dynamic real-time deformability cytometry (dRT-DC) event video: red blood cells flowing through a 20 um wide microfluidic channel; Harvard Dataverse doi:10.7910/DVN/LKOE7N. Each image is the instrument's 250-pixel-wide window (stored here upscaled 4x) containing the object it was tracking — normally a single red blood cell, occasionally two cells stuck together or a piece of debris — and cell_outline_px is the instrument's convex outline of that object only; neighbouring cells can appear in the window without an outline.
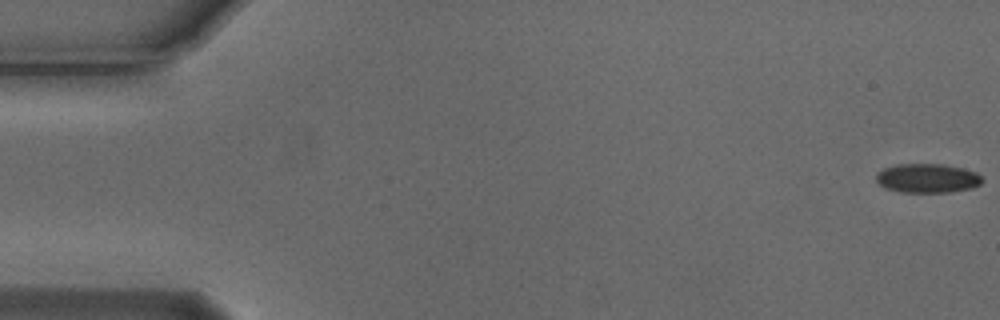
{"species": "Egyptian fruit bat (a non-hibernating species)", "species_latin": "Rousettus aegyptiacus", "temperature_condition": "cold", "stored_images_in_passage": 51, "camera_frame_rate_fps": 3000, "um_per_image_px": 0.085, "animal": {"sex": "male"}, "frame": {"image": 1, "passage_image": 1, "time_ms": 0.0, "image_size_px": [1000, 320], "cell_outline_px": [[984, 180], [980, 184], [972, 188], [952, 192], [900, 192], [884, 188], [876, 180], [876, 172], [884, 168], [896, 164], [944, 164], [976, 172]], "centroid_in_image_um": [78.81, 15.15], "position_along_channel_um": 6.2, "area_um2": 18.09}}
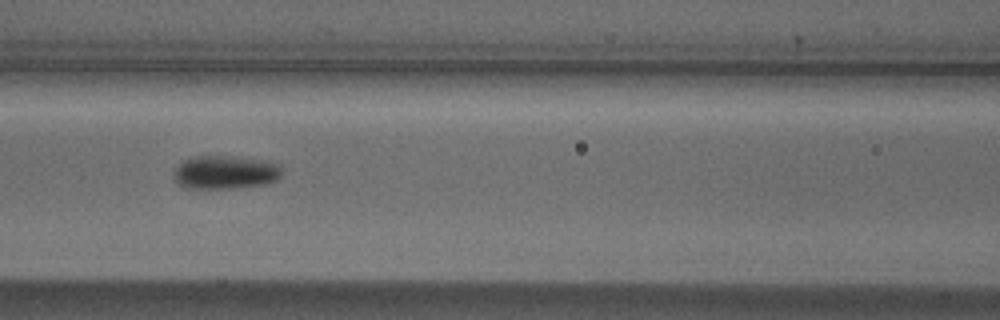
{"frame": {"image": 2, "passage_image": 24, "time_ms": 7.667, "image_size_px": [1000, 320], "cell_outline_px": [[280, 176], [276, 180], [260, 184], [232, 188], [184, 188], [172, 176], [172, 172], [184, 160], [192, 156], [224, 156], [256, 160], [280, 164]], "centroid_in_image_um": [19.06, 14.65], "position_along_channel_um": 147.5, "area_um2": 20.58}}
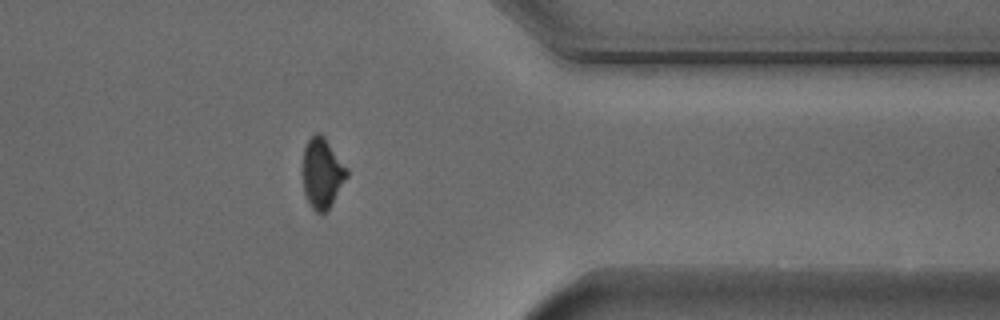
{"frame": {"image": 3, "passage_image": 44, "time_ms": 14.333, "image_size_px": [1000, 320], "cell_outline_px": [[348, 176], [332, 204], [320, 216], [312, 208], [304, 192], [304, 148], [308, 140], [316, 132], [320, 132], [324, 136], [348, 168]], "centroid_in_image_um": [27.41, 14.72], "position_along_channel_um": 384.0, "area_um2": 17.92}}